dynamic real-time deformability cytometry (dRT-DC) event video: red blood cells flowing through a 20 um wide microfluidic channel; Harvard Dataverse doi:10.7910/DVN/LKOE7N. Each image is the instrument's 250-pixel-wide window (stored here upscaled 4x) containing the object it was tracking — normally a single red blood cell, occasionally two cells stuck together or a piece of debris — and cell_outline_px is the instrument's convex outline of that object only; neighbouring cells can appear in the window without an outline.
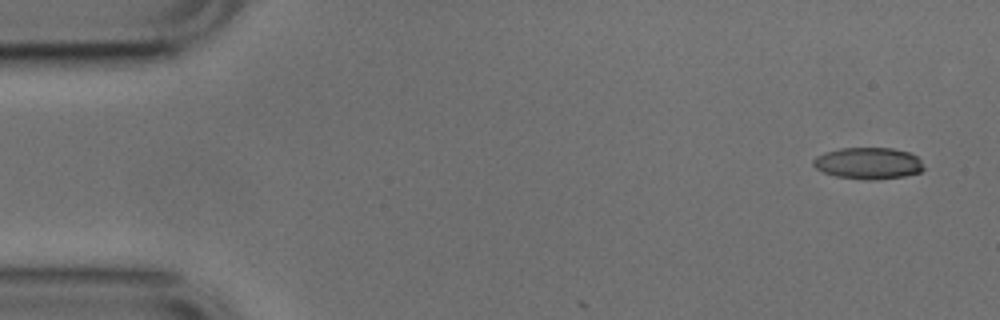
{"species": "common noctule bat (a hibernating species)", "species_latin": "Nyctalus noctula", "temperature_condition": "cold", "stored_images_in_passage": 5, "camera_frame_rate_fps": 3000, "um_per_image_px": 0.085, "animal": {"sex": "male", "body_mass_g": 17.9, "forearm_length_mm": 54.2}, "frame": {"image": 1, "passage_image": 1, "time_ms": 0.0, "image_size_px": [1000, 320], "cell_outline_px": [[924, 168], [920, 172], [904, 176], [876, 180], [868, 180], [836, 176], [824, 172], [816, 168], [812, 164], [812, 160], [816, 156], [824, 152], [840, 148], [892, 148], [908, 152], [916, 156], [920, 160]], "centroid_in_image_um": [73.78, 13.87], "position_along_channel_um": 11.2, "area_um2": 20.35}}
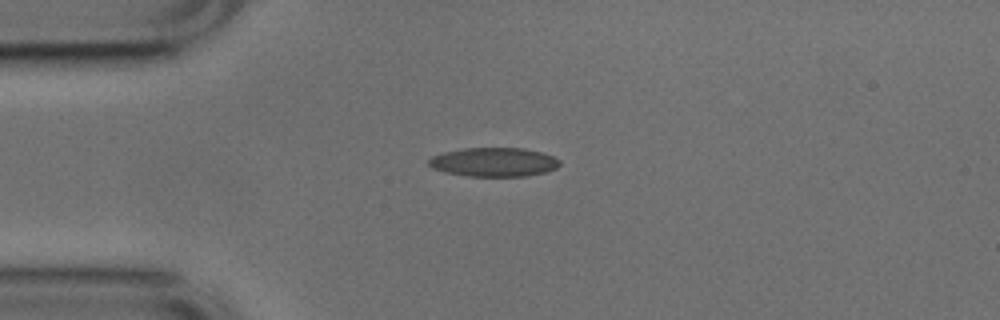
{"frame": {"image": 2, "passage_image": 4, "time_ms": 1.0, "image_size_px": [1000, 320], "cell_outline_px": [[560, 164], [556, 168], [544, 172], [524, 176], [468, 176], [448, 172], [432, 168], [428, 164], [428, 160], [432, 156], [444, 152], [464, 148], [524, 148], [540, 152], [552, 156], [560, 160]], "centroid_in_image_um": [41.97, 13.77], "position_along_channel_um": 43.0, "area_um2": 21.91}}
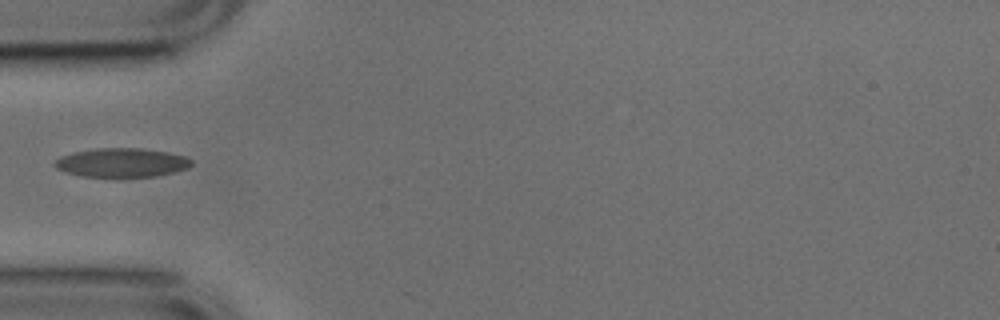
{"frame": {"image": 3, "passage_image": 5, "time_ms": 1.333, "image_size_px": [1000, 320], "cell_outline_px": [[192, 164], [188, 168], [156, 176], [116, 180], [84, 176], [64, 172], [56, 168], [52, 164], [60, 156], [72, 152], [96, 148], [140, 148], [168, 152], [184, 156], [192, 160]], "centroid_in_image_um": [10.3, 13.86], "position_along_channel_um": 74.7, "area_um2": 23.99}}